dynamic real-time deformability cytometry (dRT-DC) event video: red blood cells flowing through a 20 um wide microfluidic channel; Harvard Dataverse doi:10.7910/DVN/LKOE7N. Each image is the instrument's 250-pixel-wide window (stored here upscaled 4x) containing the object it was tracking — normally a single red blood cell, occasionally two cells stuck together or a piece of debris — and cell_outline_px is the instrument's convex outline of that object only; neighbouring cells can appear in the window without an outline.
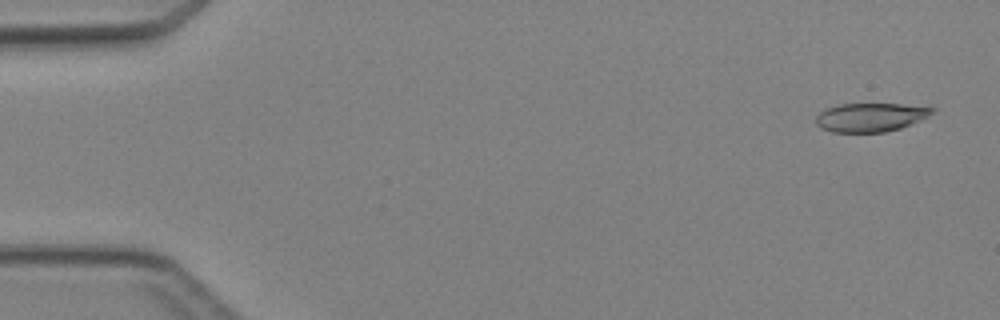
{"species": "Egyptian fruit bat (a non-hibernating species)", "species_latin": "Rousettus aegyptiacus", "temperature_condition": "cold", "stored_images_in_passage": 4, "camera_frame_rate_fps": 3000, "um_per_image_px": 0.085, "animal": {"sex": "female"}, "frame": {"image": 1, "passage_image": 1, "time_ms": 0.0, "image_size_px": [1000, 320], "cell_outline_px": [[936, 112], [928, 116], [900, 128], [884, 132], [832, 132], [820, 128], [816, 124], [816, 116], [824, 108], [840, 104], [900, 104], [936, 108]], "centroid_in_image_um": [73.96, 9.96], "position_along_channel_um": 11.0, "area_um2": 19.42}}
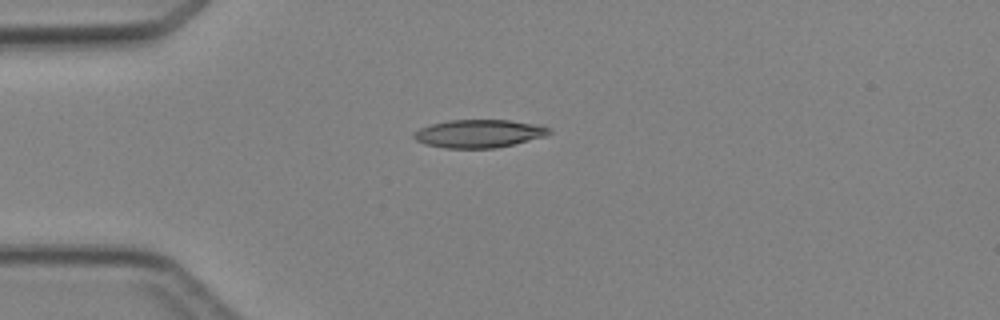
{"frame": {"image": 2, "passage_image": 3, "time_ms": 3.333, "image_size_px": [1000, 320], "cell_outline_px": [[552, 132], [548, 136], [496, 148], [444, 148], [424, 144], [416, 140], [412, 136], [412, 132], [420, 128], [432, 124], [448, 120], [508, 120], [532, 124], [552, 128]], "centroid_in_image_um": [40.7, 11.36], "position_along_channel_um": 44.3, "area_um2": 22.2}}